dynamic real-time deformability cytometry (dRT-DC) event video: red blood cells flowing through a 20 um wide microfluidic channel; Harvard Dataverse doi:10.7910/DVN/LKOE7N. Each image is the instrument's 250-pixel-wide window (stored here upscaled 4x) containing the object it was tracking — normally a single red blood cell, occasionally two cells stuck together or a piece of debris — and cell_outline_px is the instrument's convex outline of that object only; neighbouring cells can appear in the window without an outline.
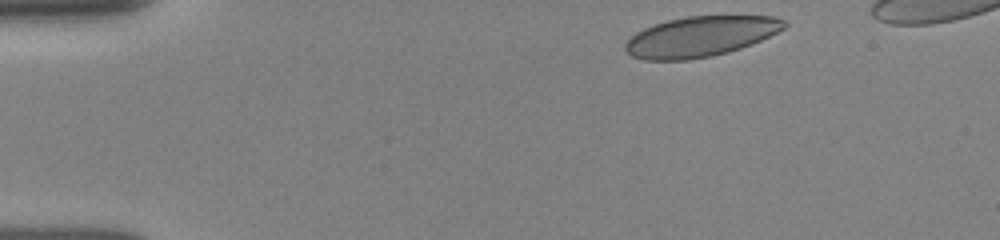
{"species": "human", "species_latin": "Homo sapiens", "temperature_condition": "room temperature", "stored_images_in_passage": 19, "camera_frame_rate_fps": 3000, "um_per_image_px": 0.085, "donor": {"sex": "female"}, "frame": {"image": 1, "passage_image": 1, "time_ms": 0.0, "image_size_px": [1000, 240], "cell_outline_px": [[788, 24], [784, 28], [752, 44], [728, 52], [712, 56], [688, 60], [644, 60], [632, 56], [624, 48], [624, 44], [636, 32], [644, 28], [668, 20], [688, 16], [772, 16], [784, 20]], "centroid_in_image_um": [59.52, 3.11], "position_along_channel_um": 25.5, "area_um2": 37.11}}
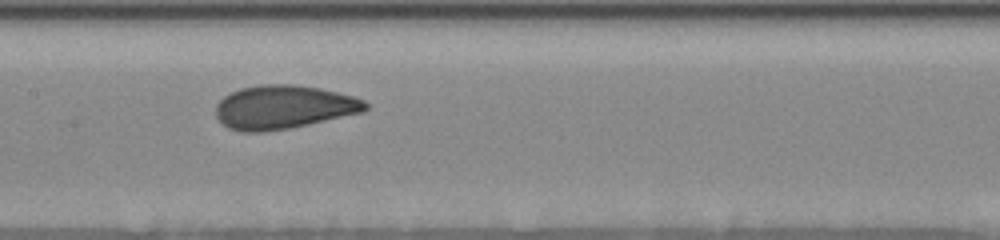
{"frame": {"image": 2, "passage_image": 11, "time_ms": 3.333, "image_size_px": [1000, 240], "cell_outline_px": [[368, 108], [364, 112], [308, 124], [288, 128], [264, 132], [240, 132], [228, 128], [216, 116], [216, 104], [224, 96], [240, 88], [260, 84], [292, 84], [320, 88], [352, 96], [364, 100], [368, 104]], "centroid_in_image_um": [24.09, 9.1], "position_along_channel_um": 183.3, "area_um2": 38.03}}
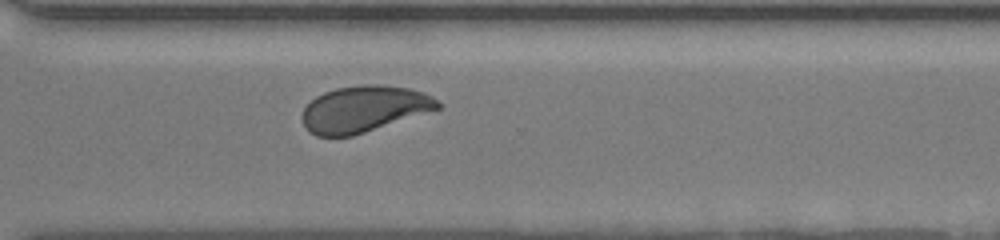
{"frame": {"image": 3, "passage_image": 19, "time_ms": 6.0, "image_size_px": [1000, 240], "cell_outline_px": [[444, 104], [440, 108], [352, 136], [316, 136], [304, 124], [300, 116], [304, 108], [316, 96], [324, 92], [336, 88], [364, 84], [376, 84], [408, 88], [424, 92], [440, 100]], "centroid_in_image_um": [30.95, 9.25], "position_along_channel_um": 339.6, "area_um2": 36.41}}